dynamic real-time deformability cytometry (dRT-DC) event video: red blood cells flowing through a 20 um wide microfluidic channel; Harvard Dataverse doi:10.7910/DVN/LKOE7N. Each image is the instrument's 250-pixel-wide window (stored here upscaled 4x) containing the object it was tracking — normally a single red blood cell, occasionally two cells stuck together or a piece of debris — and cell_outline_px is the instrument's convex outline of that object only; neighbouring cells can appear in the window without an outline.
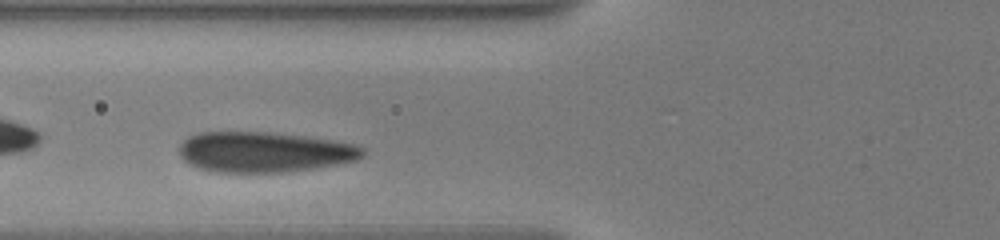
{"species": "human", "species_latin": "Homo sapiens", "temperature_condition": "warm", "stored_images_in_passage": 13, "camera_frame_rate_fps": 3000, "um_per_image_px": 0.085, "donor": {"sex": "male"}, "frame": {"image": 1, "passage_image": 6, "time_ms": 1.667, "image_size_px": [1000, 240], "cell_outline_px": [[364, 156], [356, 160], [336, 164], [288, 172], [208, 172], [184, 160], [180, 156], [180, 144], [188, 136], [200, 132], [268, 132], [304, 136], [332, 140], [352, 144], [364, 148]], "centroid_in_image_um": [22.44, 12.92], "position_along_channel_um": 103.4, "area_um2": 43.06}}
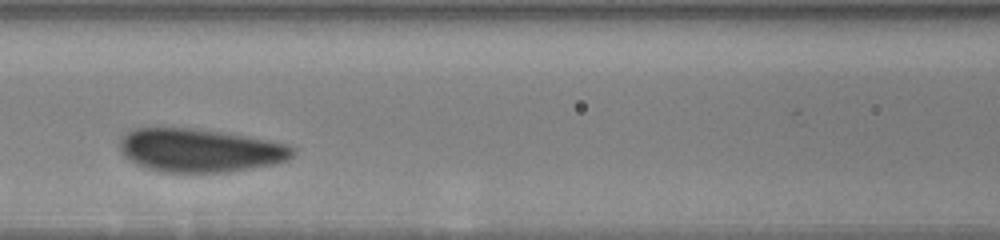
{"frame": {"image": 2, "passage_image": 10, "time_ms": 3.0, "image_size_px": [1000, 240], "cell_outline_px": [[292, 156], [288, 160], [276, 164], [232, 172], [200, 176], [160, 172], [144, 168], [136, 164], [124, 156], [120, 148], [120, 140], [128, 132], [136, 128], [184, 128], [212, 132], [284, 144], [292, 148]], "centroid_in_image_um": [16.91, 12.87], "position_along_channel_um": 149.7, "area_um2": 43.75}}
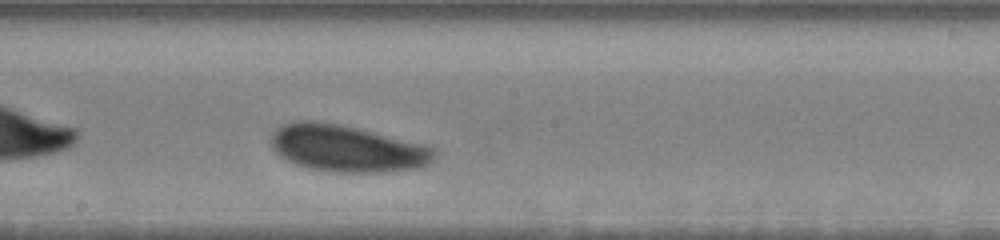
{"frame": {"image": 3, "passage_image": 13, "time_ms": 5.0, "image_size_px": [1000, 240], "cell_outline_px": [[436, 152], [432, 160], [428, 164], [420, 168], [388, 172], [328, 172], [308, 168], [296, 164], [280, 156], [272, 148], [272, 132], [276, 128], [284, 124], [296, 120], [312, 120], [360, 128], [424, 144], [436, 148]], "centroid_in_image_um": [29.51, 12.62], "position_along_channel_um": 218.7, "area_um2": 44.85}}